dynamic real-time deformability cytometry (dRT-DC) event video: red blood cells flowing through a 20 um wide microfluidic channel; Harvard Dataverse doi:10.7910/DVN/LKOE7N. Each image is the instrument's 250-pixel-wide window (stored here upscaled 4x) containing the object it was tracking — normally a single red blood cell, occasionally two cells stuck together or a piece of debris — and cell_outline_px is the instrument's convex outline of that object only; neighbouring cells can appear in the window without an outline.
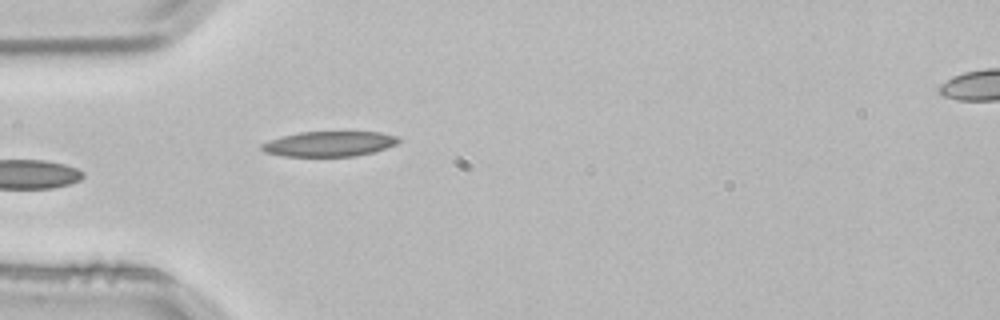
{"species": "common noctule bat (a hibernating species)", "species_latin": "Nyctalus noctula", "temperature_condition": "room temperature", "stored_images_in_passage": 4, "segment_of_instrument_passage": [1, 2], "camera_frame_rate_fps": 3000, "um_per_image_px": 0.085, "animal": {"sex": "male", "body_mass_g": 21.5, "forearm_length_mm": 52.0}, "frame": {"image": 1, "passage_image": 3, "time_ms": 0.667, "image_size_px": [1000, 320], "cell_outline_px": [[400, 140], [396, 144], [372, 152], [356, 156], [284, 156], [264, 152], [260, 148], [260, 144], [268, 140], [300, 132], [380, 132], [396, 136]], "centroid_in_image_um": [27.94, 12.23], "position_along_channel_um": 57.1, "area_um2": 19.88}}